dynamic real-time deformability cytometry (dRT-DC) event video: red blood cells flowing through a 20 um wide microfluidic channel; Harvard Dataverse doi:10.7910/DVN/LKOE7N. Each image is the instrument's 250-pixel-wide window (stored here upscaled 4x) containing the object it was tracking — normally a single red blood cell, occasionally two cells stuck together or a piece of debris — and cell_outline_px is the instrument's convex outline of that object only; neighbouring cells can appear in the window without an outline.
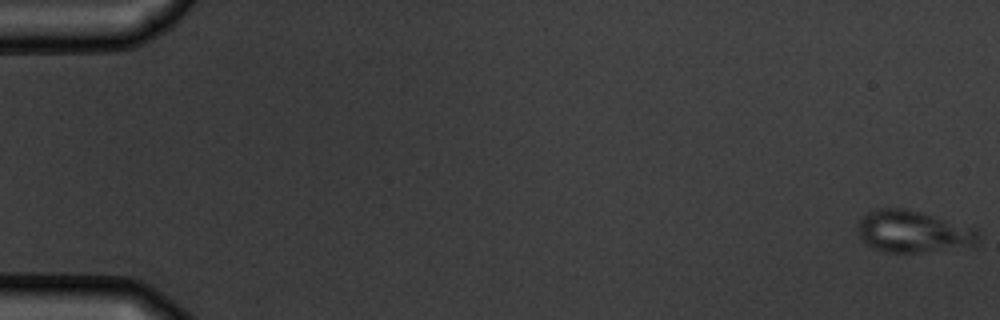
{"species": "common noctule bat (a hibernating species)", "species_latin": "Nyctalus noctula", "temperature_condition": "warm", "stored_images_in_passage": 5, "camera_frame_rate_fps": 3000, "um_per_image_px": 0.085, "animal": {"sex": "male", "body_mass_g": 19.5, "forearm_length_mm": 54.6}, "frame": {"image": 1, "passage_image": 1, "time_ms": 0.0, "image_size_px": [1000, 320], "cell_outline_px": [[980, 236], [976, 244], [916, 252], [884, 252], [860, 240], [856, 228], [860, 220], [868, 212], [876, 208], [900, 208], [920, 212], [976, 228]], "centroid_in_image_um": [77.56, 19.66], "position_along_channel_um": 7.4, "area_um2": 28.9}}